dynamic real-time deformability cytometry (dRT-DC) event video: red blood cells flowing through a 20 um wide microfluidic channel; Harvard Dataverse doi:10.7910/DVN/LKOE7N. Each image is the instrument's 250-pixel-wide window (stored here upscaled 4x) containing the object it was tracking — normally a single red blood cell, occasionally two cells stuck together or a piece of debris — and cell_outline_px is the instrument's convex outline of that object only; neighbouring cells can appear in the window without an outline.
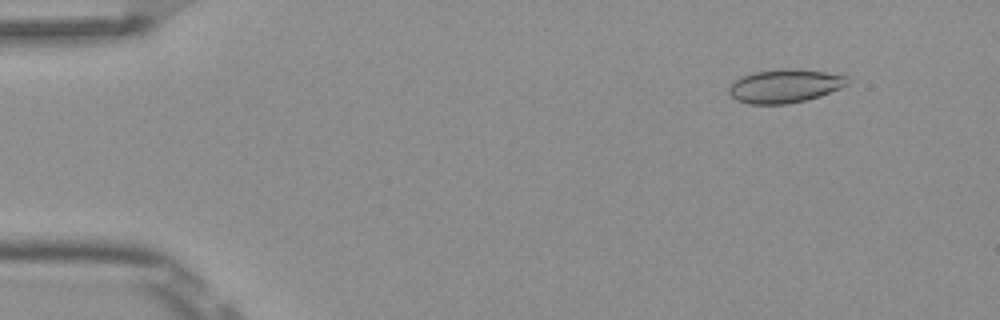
{"species": "Egyptian fruit bat (a non-hibernating species)", "species_latin": "Rousettus aegyptiacus", "temperature_condition": "room temperature", "stored_images_in_passage": 5, "camera_frame_rate_fps": 3000, "um_per_image_px": 0.085, "frame": {"image": 1, "passage_image": 2, "time_ms": 0.333, "image_size_px": [1000, 320], "cell_outline_px": [[848, 84], [840, 88], [820, 96], [808, 100], [784, 104], [748, 104], [736, 100], [728, 92], [728, 88], [740, 76], [752, 72], [776, 68], [800, 68], [848, 76]], "centroid_in_image_um": [66.69, 7.29], "position_along_channel_um": 18.3, "area_um2": 23.47}}
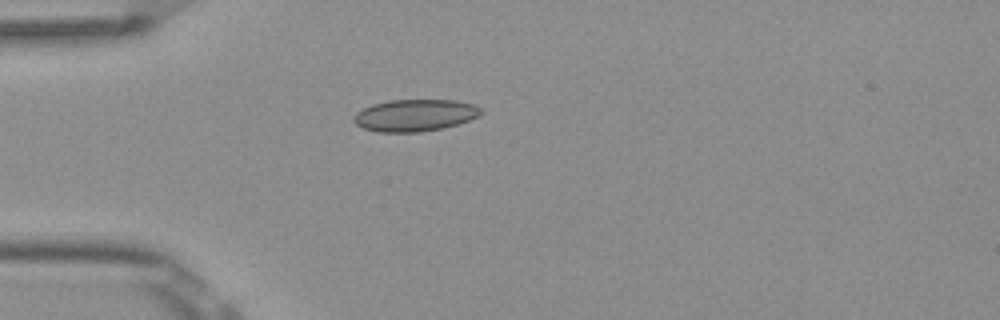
{"frame": {"image": 2, "passage_image": 4, "time_ms": 1.0, "image_size_px": [1000, 320], "cell_outline_px": [[484, 112], [480, 116], [444, 128], [420, 132], [376, 132], [364, 128], [356, 124], [352, 120], [352, 116], [356, 112], [372, 104], [388, 100], [456, 100], [472, 104], [480, 108]], "centroid_in_image_um": [35.25, 9.8], "position_along_channel_um": 49.8, "area_um2": 23.81}}